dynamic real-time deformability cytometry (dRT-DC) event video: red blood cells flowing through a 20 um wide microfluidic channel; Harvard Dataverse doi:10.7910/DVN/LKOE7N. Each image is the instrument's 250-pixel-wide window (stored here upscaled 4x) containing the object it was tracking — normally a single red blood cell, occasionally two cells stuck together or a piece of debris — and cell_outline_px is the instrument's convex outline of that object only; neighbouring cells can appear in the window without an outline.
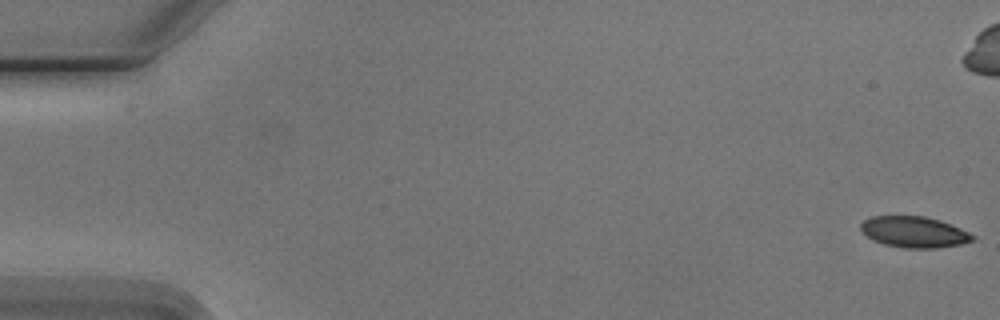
{"species": "Egyptian fruit bat (a non-hibernating species)", "species_latin": "Rousettus aegyptiacus", "temperature_condition": "cold", "stored_images_in_passage": 2, "camera_frame_rate_fps": 3000, "um_per_image_px": 0.085, "animal": {"sex": "male"}, "frame": {"image": 1, "passage_image": 2, "time_ms": 1.0, "image_size_px": [1000, 320], "cell_outline_px": [[976, 240], [960, 244], [936, 248], [904, 248], [884, 244], [872, 240], [860, 228], [860, 224], [864, 220], [872, 216], [924, 216], [940, 220], [960, 228], [976, 236]], "centroid_in_image_um": [77.72, 19.72], "position_along_channel_um": 7.3, "area_um2": 20.23}}